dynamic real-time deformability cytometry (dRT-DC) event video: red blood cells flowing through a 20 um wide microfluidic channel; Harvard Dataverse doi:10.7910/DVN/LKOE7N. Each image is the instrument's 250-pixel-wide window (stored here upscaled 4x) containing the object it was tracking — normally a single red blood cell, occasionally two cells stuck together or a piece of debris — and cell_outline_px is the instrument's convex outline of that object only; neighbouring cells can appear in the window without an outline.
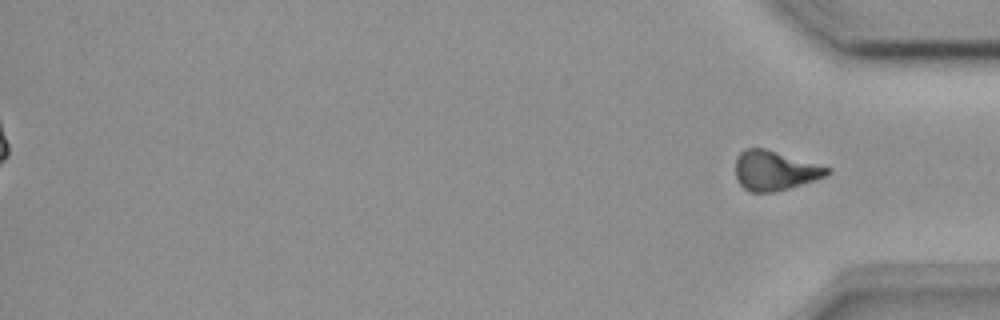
{"species": "common noctule bat (a hibernating species)", "species_latin": "Nyctalus noctula", "temperature_condition": "room temperature", "stored_images_in_passage": 51, "segment_of_instrument_passage": [2, 2], "camera_frame_rate_fps": 3000, "um_per_image_px": 0.085, "animal": {"sex": "female", "body_mass_g": 18.4}, "frame": {"image": 1, "passage_image": 51, "time_ms": 16.667, "image_size_px": [1000, 320], "cell_outline_px": [[832, 172], [824, 176], [776, 192], [748, 192], [740, 184], [736, 176], [736, 156], [744, 148], [764, 148], [832, 168]], "centroid_in_image_um": [65.83, 14.49], "position_along_channel_um": 369.4, "area_um2": 20.98}}